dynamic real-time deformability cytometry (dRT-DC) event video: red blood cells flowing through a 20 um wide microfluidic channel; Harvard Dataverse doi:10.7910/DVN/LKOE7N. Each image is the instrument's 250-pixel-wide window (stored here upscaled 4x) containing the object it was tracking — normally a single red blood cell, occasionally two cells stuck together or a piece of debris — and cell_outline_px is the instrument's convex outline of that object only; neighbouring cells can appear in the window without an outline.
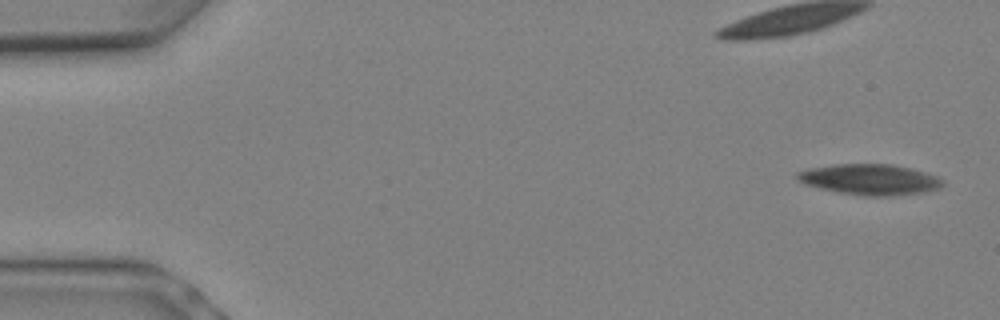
{"species": "Egyptian fruit bat (a non-hibernating species)", "species_latin": "Rousettus aegyptiacus", "temperature_condition": "warm", "stored_images_in_passage": 11, "camera_frame_rate_fps": 3000, "um_per_image_px": 0.085, "animal": {"sex": "female"}, "frame": {"image": 1, "passage_image": 1, "time_ms": 0.0, "image_size_px": [1000, 320], "cell_outline_px": [[944, 184], [940, 188], [924, 192], [888, 196], [864, 196], [836, 192], [804, 184], [796, 180], [796, 172], [808, 168], [832, 164], [892, 164], [912, 168], [936, 176], [944, 180]], "centroid_in_image_um": [73.91, 15.25], "position_along_channel_um": 11.1, "area_um2": 26.3}}